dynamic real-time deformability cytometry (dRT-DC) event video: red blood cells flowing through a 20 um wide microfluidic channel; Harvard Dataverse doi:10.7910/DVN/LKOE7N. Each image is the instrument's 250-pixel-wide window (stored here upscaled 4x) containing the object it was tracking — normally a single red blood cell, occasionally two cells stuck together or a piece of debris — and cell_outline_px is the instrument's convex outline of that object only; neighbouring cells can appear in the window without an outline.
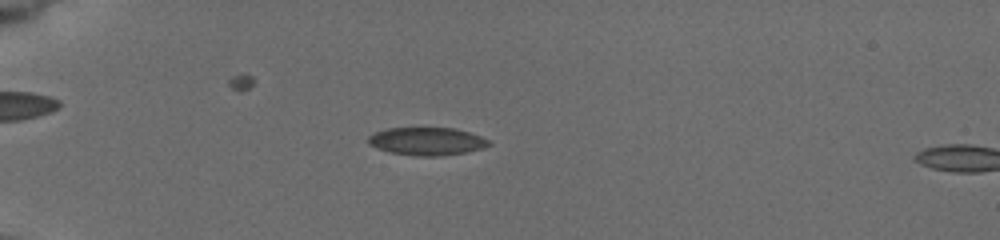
{"species": "common noctule bat (a hibernating species)", "species_latin": "Nyctalus noctula", "temperature_condition": "cold", "stored_images_in_passage": 52, "camera_frame_rate_fps": 3000, "um_per_image_px": 0.085, "animal": {"sex": "female", "body_mass_g": 19.5, "forearm_length_mm": 54.1}, "frame": {"image": 1, "passage_image": 14, "time_ms": 4.333, "image_size_px": [1000, 240], "cell_outline_px": [[492, 144], [484, 148], [464, 152], [440, 156], [416, 156], [388, 152], [376, 148], [368, 144], [368, 136], [376, 132], [388, 128], [456, 128], [480, 136], [488, 140]], "centroid_in_image_um": [36.27, 12.01], "position_along_channel_um": 48.7, "area_um2": 19.59}}
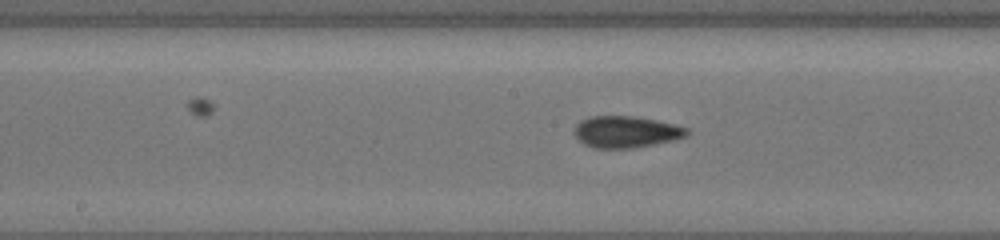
{"frame": {"image": 2, "passage_image": 28, "time_ms": 9.0, "image_size_px": [1000, 240], "cell_outline_px": [[688, 136], [672, 140], [632, 148], [592, 148], [584, 144], [572, 132], [576, 124], [580, 120], [592, 116], [632, 116], [672, 124], [688, 128]], "centroid_in_image_um": [53.15, 11.21], "position_along_channel_um": 195.0, "area_um2": 20.52}}
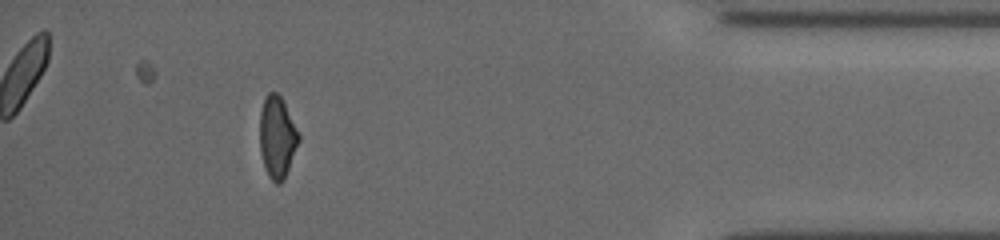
{"frame": {"image": 3, "passage_image": 48, "time_ms": 15.667, "image_size_px": [1000, 240], "cell_outline_px": [[300, 140], [284, 180], [280, 184], [276, 184], [268, 176], [260, 152], [260, 112], [264, 96], [268, 92], [276, 92], [280, 96], [300, 136]], "centroid_in_image_um": [23.55, 11.67], "position_along_channel_um": 411.7, "area_um2": 18.44}, "authors_computed_cell_mechanics": {"area_um2": 19.652, "velocity_mm_per_s": 3.8549, "shape_relaxation_time_tau1_ms": 5.0155, "shape_relaxation_time_tau2_ms": 2.9108, "deformation_change_tau1": 0.1073, "deformation_change_tau2": 0.0838}}